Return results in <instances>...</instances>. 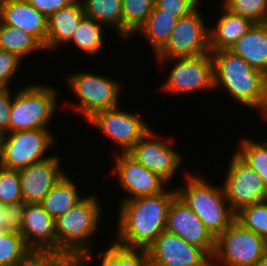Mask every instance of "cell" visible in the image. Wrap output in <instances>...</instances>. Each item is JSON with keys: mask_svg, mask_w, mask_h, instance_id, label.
Listing matches in <instances>:
<instances>
[{"mask_svg": "<svg viewBox=\"0 0 267 266\" xmlns=\"http://www.w3.org/2000/svg\"><path fill=\"white\" fill-rule=\"evenodd\" d=\"M176 190L121 202L115 242L126 248L147 249L166 229L167 213Z\"/></svg>", "mask_w": 267, "mask_h": 266, "instance_id": "obj_1", "label": "cell"}, {"mask_svg": "<svg viewBox=\"0 0 267 266\" xmlns=\"http://www.w3.org/2000/svg\"><path fill=\"white\" fill-rule=\"evenodd\" d=\"M211 54L214 89L222 85L234 100L264 115L267 110V76L230 50Z\"/></svg>", "mask_w": 267, "mask_h": 266, "instance_id": "obj_2", "label": "cell"}, {"mask_svg": "<svg viewBox=\"0 0 267 266\" xmlns=\"http://www.w3.org/2000/svg\"><path fill=\"white\" fill-rule=\"evenodd\" d=\"M98 202L93 195L83 198L55 220L57 254L78 255L81 257L82 266H88L87 262L91 256L89 240L101 220L102 207Z\"/></svg>", "mask_w": 267, "mask_h": 266, "instance_id": "obj_3", "label": "cell"}, {"mask_svg": "<svg viewBox=\"0 0 267 266\" xmlns=\"http://www.w3.org/2000/svg\"><path fill=\"white\" fill-rule=\"evenodd\" d=\"M186 182V188L176 190L177 196L198 215L216 238L235 221L236 216L229 206L224 188L215 187L191 174H188Z\"/></svg>", "mask_w": 267, "mask_h": 266, "instance_id": "obj_4", "label": "cell"}, {"mask_svg": "<svg viewBox=\"0 0 267 266\" xmlns=\"http://www.w3.org/2000/svg\"><path fill=\"white\" fill-rule=\"evenodd\" d=\"M55 91L40 84L17 90L11 105L9 132L49 128L57 108Z\"/></svg>", "mask_w": 267, "mask_h": 266, "instance_id": "obj_5", "label": "cell"}, {"mask_svg": "<svg viewBox=\"0 0 267 266\" xmlns=\"http://www.w3.org/2000/svg\"><path fill=\"white\" fill-rule=\"evenodd\" d=\"M266 256L267 242L235 220L216 237L211 260L222 266H253Z\"/></svg>", "mask_w": 267, "mask_h": 266, "instance_id": "obj_6", "label": "cell"}, {"mask_svg": "<svg viewBox=\"0 0 267 266\" xmlns=\"http://www.w3.org/2000/svg\"><path fill=\"white\" fill-rule=\"evenodd\" d=\"M49 129H29L0 135V166L19 170L50 156L44 153L54 144Z\"/></svg>", "mask_w": 267, "mask_h": 266, "instance_id": "obj_7", "label": "cell"}, {"mask_svg": "<svg viewBox=\"0 0 267 266\" xmlns=\"http://www.w3.org/2000/svg\"><path fill=\"white\" fill-rule=\"evenodd\" d=\"M198 11L197 8L178 19L165 46L156 54L160 63L170 58L196 57L210 52L209 29Z\"/></svg>", "mask_w": 267, "mask_h": 266, "instance_id": "obj_8", "label": "cell"}, {"mask_svg": "<svg viewBox=\"0 0 267 266\" xmlns=\"http://www.w3.org/2000/svg\"><path fill=\"white\" fill-rule=\"evenodd\" d=\"M69 82L74 95L79 99L76 109L87 121L96 113L119 105L121 87L109 77L82 72L70 75Z\"/></svg>", "mask_w": 267, "mask_h": 266, "instance_id": "obj_9", "label": "cell"}, {"mask_svg": "<svg viewBox=\"0 0 267 266\" xmlns=\"http://www.w3.org/2000/svg\"><path fill=\"white\" fill-rule=\"evenodd\" d=\"M229 163L223 188L232 211L266 201L267 188L247 162L235 152Z\"/></svg>", "mask_w": 267, "mask_h": 266, "instance_id": "obj_10", "label": "cell"}, {"mask_svg": "<svg viewBox=\"0 0 267 266\" xmlns=\"http://www.w3.org/2000/svg\"><path fill=\"white\" fill-rule=\"evenodd\" d=\"M176 61L163 85L173 94L214 90L213 57L211 52L196 57L170 58Z\"/></svg>", "mask_w": 267, "mask_h": 266, "instance_id": "obj_11", "label": "cell"}, {"mask_svg": "<svg viewBox=\"0 0 267 266\" xmlns=\"http://www.w3.org/2000/svg\"><path fill=\"white\" fill-rule=\"evenodd\" d=\"M127 153L151 128L141 116L120 110L119 106L96 113L89 120Z\"/></svg>", "mask_w": 267, "mask_h": 266, "instance_id": "obj_12", "label": "cell"}, {"mask_svg": "<svg viewBox=\"0 0 267 266\" xmlns=\"http://www.w3.org/2000/svg\"><path fill=\"white\" fill-rule=\"evenodd\" d=\"M146 250L149 266H206L211 261L201 248L166 230Z\"/></svg>", "mask_w": 267, "mask_h": 266, "instance_id": "obj_13", "label": "cell"}, {"mask_svg": "<svg viewBox=\"0 0 267 266\" xmlns=\"http://www.w3.org/2000/svg\"><path fill=\"white\" fill-rule=\"evenodd\" d=\"M165 230L201 248L210 258L213 256L216 238L198 215L177 195L168 209Z\"/></svg>", "mask_w": 267, "mask_h": 266, "instance_id": "obj_14", "label": "cell"}, {"mask_svg": "<svg viewBox=\"0 0 267 266\" xmlns=\"http://www.w3.org/2000/svg\"><path fill=\"white\" fill-rule=\"evenodd\" d=\"M154 137L156 138V135L150 129L127 153L170 183L176 169L180 167L182 157L168 142Z\"/></svg>", "mask_w": 267, "mask_h": 266, "instance_id": "obj_15", "label": "cell"}, {"mask_svg": "<svg viewBox=\"0 0 267 266\" xmlns=\"http://www.w3.org/2000/svg\"><path fill=\"white\" fill-rule=\"evenodd\" d=\"M116 158V165L111 174H117L120 185L131 196L122 199L121 202L165 191L164 183L167 184V182L137 162L128 153L122 152Z\"/></svg>", "mask_w": 267, "mask_h": 266, "instance_id": "obj_16", "label": "cell"}, {"mask_svg": "<svg viewBox=\"0 0 267 266\" xmlns=\"http://www.w3.org/2000/svg\"><path fill=\"white\" fill-rule=\"evenodd\" d=\"M59 167L60 159L55 155L19 169L22 200L26 204L41 203L55 184L66 175Z\"/></svg>", "mask_w": 267, "mask_h": 266, "instance_id": "obj_17", "label": "cell"}, {"mask_svg": "<svg viewBox=\"0 0 267 266\" xmlns=\"http://www.w3.org/2000/svg\"><path fill=\"white\" fill-rule=\"evenodd\" d=\"M22 237L35 255L57 254L55 220L40 203L26 204Z\"/></svg>", "mask_w": 267, "mask_h": 266, "instance_id": "obj_18", "label": "cell"}, {"mask_svg": "<svg viewBox=\"0 0 267 266\" xmlns=\"http://www.w3.org/2000/svg\"><path fill=\"white\" fill-rule=\"evenodd\" d=\"M47 19L27 0H3L0 3V20L33 35L44 47L48 34Z\"/></svg>", "mask_w": 267, "mask_h": 266, "instance_id": "obj_19", "label": "cell"}, {"mask_svg": "<svg viewBox=\"0 0 267 266\" xmlns=\"http://www.w3.org/2000/svg\"><path fill=\"white\" fill-rule=\"evenodd\" d=\"M229 50L267 76V23H254Z\"/></svg>", "mask_w": 267, "mask_h": 266, "instance_id": "obj_20", "label": "cell"}, {"mask_svg": "<svg viewBox=\"0 0 267 266\" xmlns=\"http://www.w3.org/2000/svg\"><path fill=\"white\" fill-rule=\"evenodd\" d=\"M84 16L85 13L80 1H73L67 7L51 15L47 19L48 34L44 48L53 50L59 44L69 43Z\"/></svg>", "mask_w": 267, "mask_h": 266, "instance_id": "obj_21", "label": "cell"}, {"mask_svg": "<svg viewBox=\"0 0 267 266\" xmlns=\"http://www.w3.org/2000/svg\"><path fill=\"white\" fill-rule=\"evenodd\" d=\"M224 13L216 24L209 29L210 52L229 50L254 24L250 19L231 13L222 8Z\"/></svg>", "mask_w": 267, "mask_h": 266, "instance_id": "obj_22", "label": "cell"}, {"mask_svg": "<svg viewBox=\"0 0 267 266\" xmlns=\"http://www.w3.org/2000/svg\"><path fill=\"white\" fill-rule=\"evenodd\" d=\"M78 193L75 183L66 174L55 184L40 204L56 220L83 199Z\"/></svg>", "mask_w": 267, "mask_h": 266, "instance_id": "obj_23", "label": "cell"}, {"mask_svg": "<svg viewBox=\"0 0 267 266\" xmlns=\"http://www.w3.org/2000/svg\"><path fill=\"white\" fill-rule=\"evenodd\" d=\"M178 18L165 10L153 8L146 22L138 29L147 37L156 55L168 41Z\"/></svg>", "mask_w": 267, "mask_h": 266, "instance_id": "obj_24", "label": "cell"}, {"mask_svg": "<svg viewBox=\"0 0 267 266\" xmlns=\"http://www.w3.org/2000/svg\"><path fill=\"white\" fill-rule=\"evenodd\" d=\"M85 16L103 25L115 27L123 37L122 0H80Z\"/></svg>", "mask_w": 267, "mask_h": 266, "instance_id": "obj_25", "label": "cell"}, {"mask_svg": "<svg viewBox=\"0 0 267 266\" xmlns=\"http://www.w3.org/2000/svg\"><path fill=\"white\" fill-rule=\"evenodd\" d=\"M0 49L16 54L19 58L32 51L45 50L44 46L31 34L0 20Z\"/></svg>", "mask_w": 267, "mask_h": 266, "instance_id": "obj_26", "label": "cell"}, {"mask_svg": "<svg viewBox=\"0 0 267 266\" xmlns=\"http://www.w3.org/2000/svg\"><path fill=\"white\" fill-rule=\"evenodd\" d=\"M34 255L22 236L0 231V266H21Z\"/></svg>", "mask_w": 267, "mask_h": 266, "instance_id": "obj_27", "label": "cell"}, {"mask_svg": "<svg viewBox=\"0 0 267 266\" xmlns=\"http://www.w3.org/2000/svg\"><path fill=\"white\" fill-rule=\"evenodd\" d=\"M102 24L92 18L84 16L74 31L70 42H74L85 54L96 55L103 49Z\"/></svg>", "mask_w": 267, "mask_h": 266, "instance_id": "obj_28", "label": "cell"}, {"mask_svg": "<svg viewBox=\"0 0 267 266\" xmlns=\"http://www.w3.org/2000/svg\"><path fill=\"white\" fill-rule=\"evenodd\" d=\"M154 0H122L123 38L132 36L153 11Z\"/></svg>", "mask_w": 267, "mask_h": 266, "instance_id": "obj_29", "label": "cell"}, {"mask_svg": "<svg viewBox=\"0 0 267 266\" xmlns=\"http://www.w3.org/2000/svg\"><path fill=\"white\" fill-rule=\"evenodd\" d=\"M235 151L259 175L267 188V144L242 139Z\"/></svg>", "mask_w": 267, "mask_h": 266, "instance_id": "obj_30", "label": "cell"}, {"mask_svg": "<svg viewBox=\"0 0 267 266\" xmlns=\"http://www.w3.org/2000/svg\"><path fill=\"white\" fill-rule=\"evenodd\" d=\"M235 220L267 242V200L242 208L236 213Z\"/></svg>", "mask_w": 267, "mask_h": 266, "instance_id": "obj_31", "label": "cell"}, {"mask_svg": "<svg viewBox=\"0 0 267 266\" xmlns=\"http://www.w3.org/2000/svg\"><path fill=\"white\" fill-rule=\"evenodd\" d=\"M222 7L253 23H267V0H225Z\"/></svg>", "mask_w": 267, "mask_h": 266, "instance_id": "obj_32", "label": "cell"}, {"mask_svg": "<svg viewBox=\"0 0 267 266\" xmlns=\"http://www.w3.org/2000/svg\"><path fill=\"white\" fill-rule=\"evenodd\" d=\"M21 201L23 200L18 170L0 166V203L7 205Z\"/></svg>", "mask_w": 267, "mask_h": 266, "instance_id": "obj_33", "label": "cell"}, {"mask_svg": "<svg viewBox=\"0 0 267 266\" xmlns=\"http://www.w3.org/2000/svg\"><path fill=\"white\" fill-rule=\"evenodd\" d=\"M197 4L198 0H154V8L165 10L178 19L194 12Z\"/></svg>", "mask_w": 267, "mask_h": 266, "instance_id": "obj_34", "label": "cell"}, {"mask_svg": "<svg viewBox=\"0 0 267 266\" xmlns=\"http://www.w3.org/2000/svg\"><path fill=\"white\" fill-rule=\"evenodd\" d=\"M21 60L16 54L0 49V88L9 87L10 79L20 67Z\"/></svg>", "mask_w": 267, "mask_h": 266, "instance_id": "obj_35", "label": "cell"}, {"mask_svg": "<svg viewBox=\"0 0 267 266\" xmlns=\"http://www.w3.org/2000/svg\"><path fill=\"white\" fill-rule=\"evenodd\" d=\"M118 266H149L147 250L118 245Z\"/></svg>", "mask_w": 267, "mask_h": 266, "instance_id": "obj_36", "label": "cell"}, {"mask_svg": "<svg viewBox=\"0 0 267 266\" xmlns=\"http://www.w3.org/2000/svg\"><path fill=\"white\" fill-rule=\"evenodd\" d=\"M8 208L6 219V231L22 236L24 210L26 203L24 201L6 205Z\"/></svg>", "mask_w": 267, "mask_h": 266, "instance_id": "obj_37", "label": "cell"}, {"mask_svg": "<svg viewBox=\"0 0 267 266\" xmlns=\"http://www.w3.org/2000/svg\"><path fill=\"white\" fill-rule=\"evenodd\" d=\"M38 266H82L81 257L73 254L38 255Z\"/></svg>", "mask_w": 267, "mask_h": 266, "instance_id": "obj_38", "label": "cell"}, {"mask_svg": "<svg viewBox=\"0 0 267 266\" xmlns=\"http://www.w3.org/2000/svg\"><path fill=\"white\" fill-rule=\"evenodd\" d=\"M13 97L7 88H0V135L9 133L10 111Z\"/></svg>", "mask_w": 267, "mask_h": 266, "instance_id": "obj_39", "label": "cell"}, {"mask_svg": "<svg viewBox=\"0 0 267 266\" xmlns=\"http://www.w3.org/2000/svg\"><path fill=\"white\" fill-rule=\"evenodd\" d=\"M74 0H27V2L49 18L55 12L67 7Z\"/></svg>", "mask_w": 267, "mask_h": 266, "instance_id": "obj_40", "label": "cell"}, {"mask_svg": "<svg viewBox=\"0 0 267 266\" xmlns=\"http://www.w3.org/2000/svg\"><path fill=\"white\" fill-rule=\"evenodd\" d=\"M99 258H102L101 266H118V244L112 239L111 246L101 252Z\"/></svg>", "mask_w": 267, "mask_h": 266, "instance_id": "obj_41", "label": "cell"}, {"mask_svg": "<svg viewBox=\"0 0 267 266\" xmlns=\"http://www.w3.org/2000/svg\"><path fill=\"white\" fill-rule=\"evenodd\" d=\"M7 213V206L0 203V231H6Z\"/></svg>", "mask_w": 267, "mask_h": 266, "instance_id": "obj_42", "label": "cell"}, {"mask_svg": "<svg viewBox=\"0 0 267 266\" xmlns=\"http://www.w3.org/2000/svg\"><path fill=\"white\" fill-rule=\"evenodd\" d=\"M21 266H38V255H34L27 263Z\"/></svg>", "mask_w": 267, "mask_h": 266, "instance_id": "obj_43", "label": "cell"}, {"mask_svg": "<svg viewBox=\"0 0 267 266\" xmlns=\"http://www.w3.org/2000/svg\"><path fill=\"white\" fill-rule=\"evenodd\" d=\"M253 266H267V256Z\"/></svg>", "mask_w": 267, "mask_h": 266, "instance_id": "obj_44", "label": "cell"}, {"mask_svg": "<svg viewBox=\"0 0 267 266\" xmlns=\"http://www.w3.org/2000/svg\"><path fill=\"white\" fill-rule=\"evenodd\" d=\"M206 266H217V265L215 264L214 261L211 260ZM219 266H221V265L219 264Z\"/></svg>", "mask_w": 267, "mask_h": 266, "instance_id": "obj_45", "label": "cell"}, {"mask_svg": "<svg viewBox=\"0 0 267 266\" xmlns=\"http://www.w3.org/2000/svg\"><path fill=\"white\" fill-rule=\"evenodd\" d=\"M264 117H266V118H267V110H266V112H265V114H264Z\"/></svg>", "mask_w": 267, "mask_h": 266, "instance_id": "obj_46", "label": "cell"}]
</instances>
